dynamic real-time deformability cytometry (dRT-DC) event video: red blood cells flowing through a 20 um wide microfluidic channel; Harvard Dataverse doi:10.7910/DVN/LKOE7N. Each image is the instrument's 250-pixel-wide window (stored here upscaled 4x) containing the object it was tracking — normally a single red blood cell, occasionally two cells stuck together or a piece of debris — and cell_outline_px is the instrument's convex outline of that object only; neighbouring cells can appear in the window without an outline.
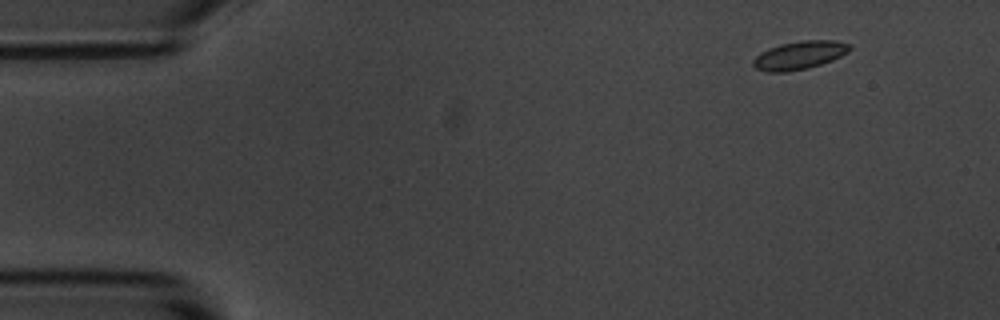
{"species": "common noctule bat (a hibernating species)", "species_latin": "Nyctalus noctula", "temperature_condition": "room temperature", "stored_images_in_passage": 5, "camera_frame_rate_fps": 3000, "um_per_image_px": 0.085, "animal": {"sex": "male", "body_mass_g": 20.1, "forearm_length_mm": 53.5}, "frame": {"image": 1, "passage_image": 2, "time_ms": 1.333, "image_size_px": [1000, 320], "cell_outline_px": [[852, 48], [848, 52], [832, 60], [808, 68], [788, 72], [768, 72], [756, 68], [752, 64], [752, 60], [760, 52], [768, 48], [780, 44], [800, 40], [836, 40], [852, 44]], "centroid_in_image_um": [67.96, 4.68], "position_along_channel_um": 17.0, "area_um2": 16.07}}
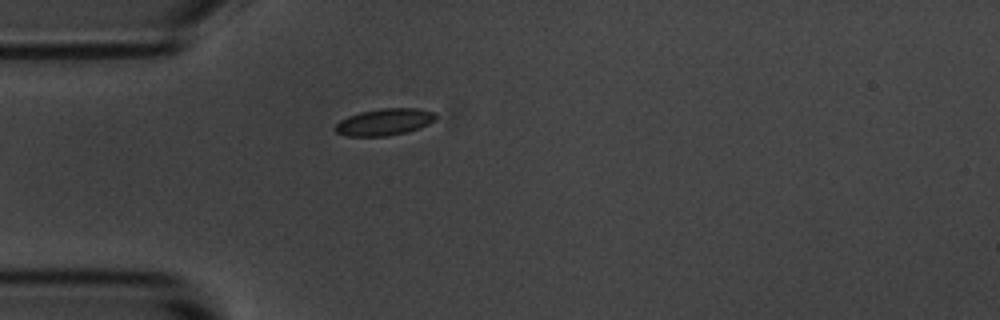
{"frame": {"image": 2, "passage_image": 5, "time_ms": 4.667, "image_size_px": [1000, 320], "cell_outline_px": [[436, 120], [420, 128], [408, 132], [388, 136], [348, 136], [336, 132], [336, 124], [340, 120], [348, 116], [360, 112], [380, 108], [416, 108], [436, 112]], "centroid_in_image_um": [32.72, 10.36], "position_along_channel_um": 52.3, "area_um2": 15.78}}